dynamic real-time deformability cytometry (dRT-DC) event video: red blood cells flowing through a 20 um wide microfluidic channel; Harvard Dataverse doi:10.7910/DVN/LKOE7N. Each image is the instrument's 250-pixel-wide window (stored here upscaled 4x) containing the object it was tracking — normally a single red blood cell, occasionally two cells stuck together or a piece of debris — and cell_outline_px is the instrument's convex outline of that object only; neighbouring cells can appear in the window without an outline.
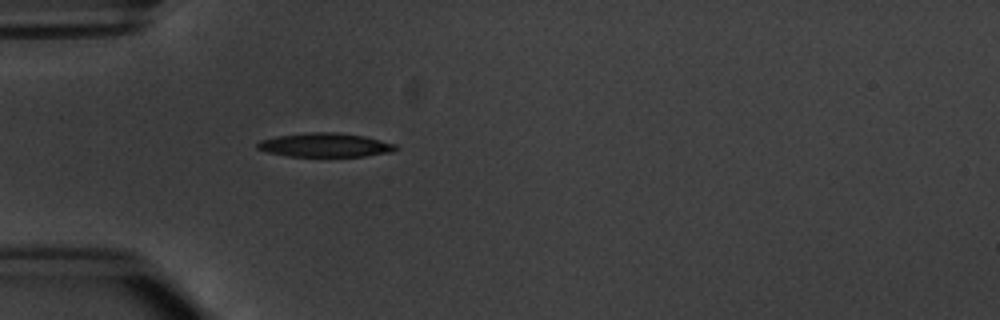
{"species": "common noctule bat (a hibernating species)", "species_latin": "Nyctalus noctula", "temperature_condition": "warm", "stored_images_in_passage": 4, "camera_frame_rate_fps": 3000, "um_per_image_px": 0.085, "animal": {"sex": "male", "body_mass_g": 20.1, "forearm_length_mm": 53.5}, "frame": {"image": 1, "passage_image": 4, "time_ms": 4.0, "image_size_px": [1000, 320], "cell_outline_px": [[400, 148], [392, 152], [364, 156], [288, 156], [268, 152], [256, 148], [256, 144], [260, 140], [276, 136], [312, 132], [336, 132], [364, 136], [396, 144]], "centroid_in_image_um": [27.65, 12.32], "position_along_channel_um": 57.4, "area_um2": 19.25}}